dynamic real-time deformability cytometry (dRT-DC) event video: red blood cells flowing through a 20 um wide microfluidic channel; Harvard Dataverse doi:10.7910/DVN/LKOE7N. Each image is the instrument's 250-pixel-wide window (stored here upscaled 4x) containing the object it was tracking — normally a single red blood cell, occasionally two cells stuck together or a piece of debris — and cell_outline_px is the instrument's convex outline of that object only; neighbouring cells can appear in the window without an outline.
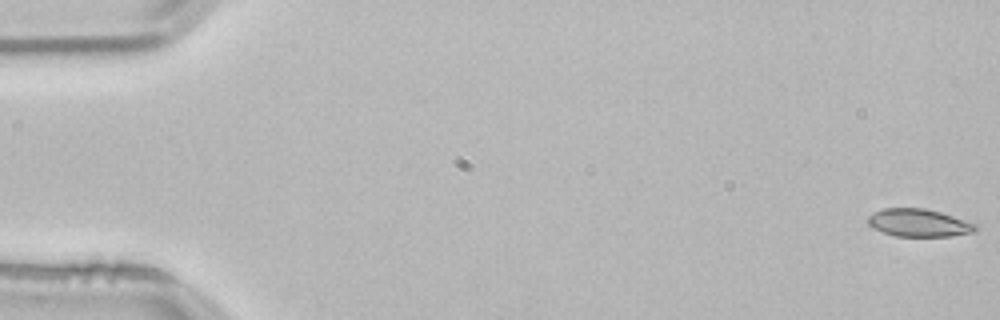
{"species": "common noctule bat (a hibernating species)", "species_latin": "Nyctalus noctula", "temperature_condition": "room temperature", "stored_images_in_passage": 54, "camera_frame_rate_fps": 3000, "um_per_image_px": 0.085, "animal": {"sex": "male", "body_mass_g": 21.5, "forearm_length_mm": 52.0}, "frame": {"image": 1, "passage_image": 1, "time_ms": 0.0, "image_size_px": [1000, 320], "cell_outline_px": [[976, 228], [972, 232], [952, 236], [896, 236], [872, 228], [868, 224], [868, 216], [872, 212], [884, 208], [924, 208], [940, 212], [976, 224]], "centroid_in_image_um": [78.04, 18.93], "position_along_channel_um": 7.0, "area_um2": 17.22}}
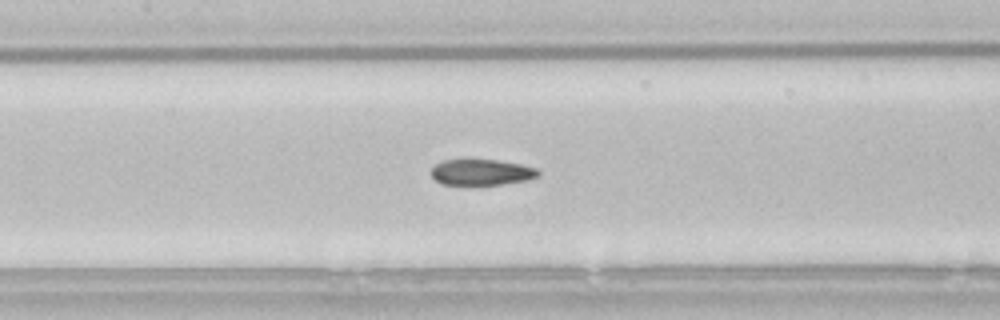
{"frame": {"image": 2, "passage_image": 25, "time_ms": 8.0, "image_size_px": [1000, 320], "cell_outline_px": [[540, 176], [528, 180], [500, 184], [444, 184], [436, 180], [432, 176], [432, 168], [436, 164], [444, 160], [496, 160], [520, 164], [536, 168], [540, 172]], "centroid_in_image_um": [40.97, 14.64], "position_along_channel_um": 166.4, "area_um2": 15.9}}
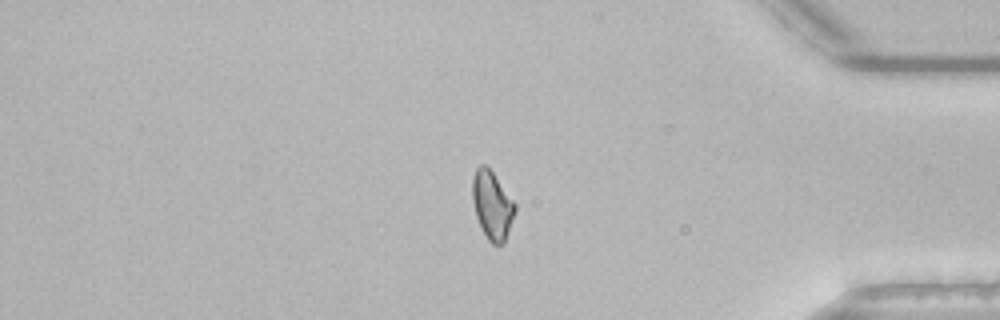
{"frame": {"image": 3, "passage_image": 45, "time_ms": 14.667, "image_size_px": [1000, 320], "cell_outline_px": [[516, 212], [504, 244], [492, 244], [488, 240], [476, 216], [472, 200], [472, 176], [476, 168], [480, 164], [484, 164], [492, 172], [516, 204]], "centroid_in_image_um": [41.83, 17.44], "position_along_channel_um": 393.4, "area_um2": 16.88}, "authors_computed_cell_mechanics": {"area_um2": 17.3111, "velocity_mm_per_s": 3.8336, "shape_relaxation_time_tau1_ms": null, "shape_relaxation_time_tau2_ms": 2.2592, "deformation_change_tau1": null, "deformation_change_tau2": 0.0843}}